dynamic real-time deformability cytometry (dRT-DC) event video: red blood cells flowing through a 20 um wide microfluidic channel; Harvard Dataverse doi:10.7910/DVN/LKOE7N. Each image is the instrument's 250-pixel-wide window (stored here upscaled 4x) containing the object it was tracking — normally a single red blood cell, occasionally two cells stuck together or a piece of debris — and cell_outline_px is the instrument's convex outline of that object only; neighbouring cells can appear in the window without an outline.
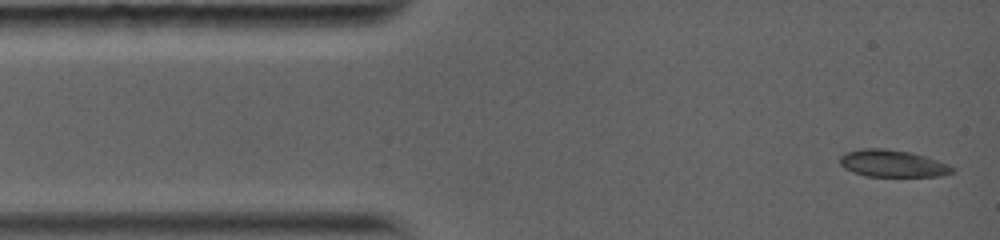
{"species": "common noctule bat (a hibernating species)", "species_latin": "Nyctalus noctula", "temperature_condition": "warm", "stored_images_in_passage": 19, "camera_frame_rate_fps": 5000, "um_per_image_px": 0.085, "animal": {"sex": "female", "body_mass_g": 19.0, "forearm_length_mm": 56.7}, "frame": {"image": 1, "passage_image": 1, "time_ms": 0.0, "image_size_px": [1000, 240], "cell_outline_px": [[956, 172], [944, 176], [864, 176], [852, 172], [844, 168], [840, 164], [840, 156], [848, 152], [864, 148], [884, 148], [912, 152], [948, 164], [956, 168]], "centroid_in_image_um": [75.9, 13.9], "position_along_channel_um": 9.1, "area_um2": 17.86}}
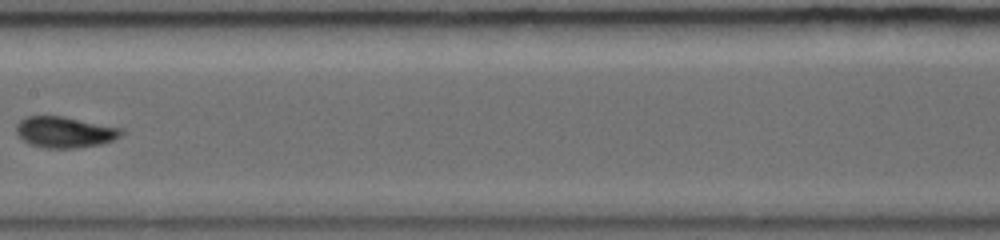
{"frame": {"image": 2, "passage_image": 9, "time_ms": 6.4, "image_size_px": [1000, 240], "cell_outline_px": [[124, 132], [120, 136], [112, 140], [100, 144], [76, 148], [48, 148], [32, 144], [24, 140], [16, 132], [16, 124], [20, 120], [28, 116], [64, 116], [124, 128]], "centroid_in_image_um": [5.54, 11.21], "position_along_channel_um": 201.9, "area_um2": 18.96}}
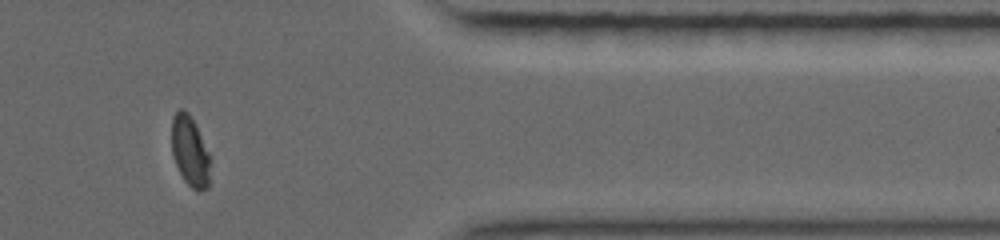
{"frame": {"image": 3, "passage_image": 16, "time_ms": 11.6, "image_size_px": [1000, 240], "cell_outline_px": [[212, 160], [208, 188], [200, 192], [196, 192], [184, 180], [176, 164], [172, 152], [172, 116], [180, 108], [184, 108], [188, 112], [196, 124], [212, 156]], "centroid_in_image_um": [16.2, 12.87], "position_along_channel_um": 395.2, "area_um2": 16.42}, "authors_computed_cell_mechanics": {"area_um2": 17.7446, "velocity_mm_per_s": 4.0687, "shape_relaxation_time_tau1_ms": 8.1276, "shape_relaxation_time_tau2_ms": 0.6261, "deformation_change_tau1": 0.2417, "deformation_change_tau2": 0.0444}}